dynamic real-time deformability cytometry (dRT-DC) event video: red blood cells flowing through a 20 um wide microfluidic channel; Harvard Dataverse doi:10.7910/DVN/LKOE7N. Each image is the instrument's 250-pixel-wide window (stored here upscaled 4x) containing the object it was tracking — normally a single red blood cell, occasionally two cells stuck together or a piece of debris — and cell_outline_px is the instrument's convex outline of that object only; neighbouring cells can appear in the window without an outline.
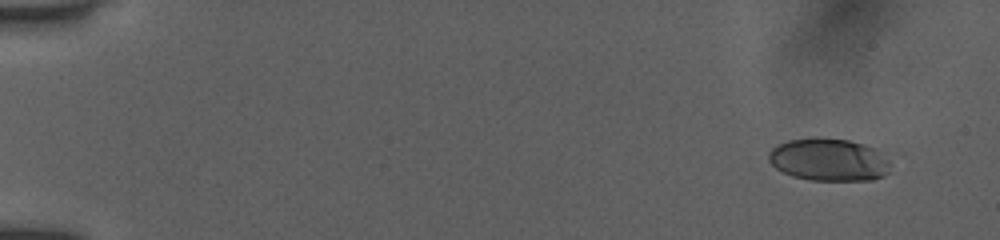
{"species": "human", "species_latin": "Homo sapiens", "temperature_condition": "room temperature", "stored_images_in_passage": 14, "camera_frame_rate_fps": 3000, "um_per_image_px": 0.085, "donor": {"sex": "female"}, "frame": {"image": 1, "passage_image": 2, "time_ms": 0.667, "image_size_px": [1000, 240], "cell_outline_px": [[888, 172], [884, 176], [872, 180], [812, 180], [792, 176], [776, 168], [768, 160], [768, 152], [776, 144], [788, 140], [812, 136], [816, 136], [848, 140], [864, 144], [876, 148], [888, 160]], "centroid_in_image_um": [70.41, 13.55], "position_along_channel_um": 14.6, "area_um2": 30.52}}
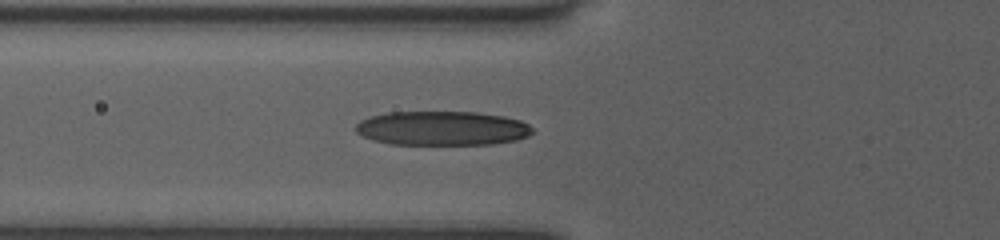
{"frame": {"image": 2, "passage_image": 9, "time_ms": 6.333, "image_size_px": [1000, 240], "cell_outline_px": [[536, 132], [528, 136], [516, 140], [492, 144], [388, 144], [372, 140], [356, 132], [356, 124], [360, 120], [372, 116], [388, 112], [476, 112], [504, 116], [520, 120], [528, 124]], "centroid_in_image_um": [37.61, 10.9], "position_along_channel_um": 88.2, "area_um2": 35.37}}
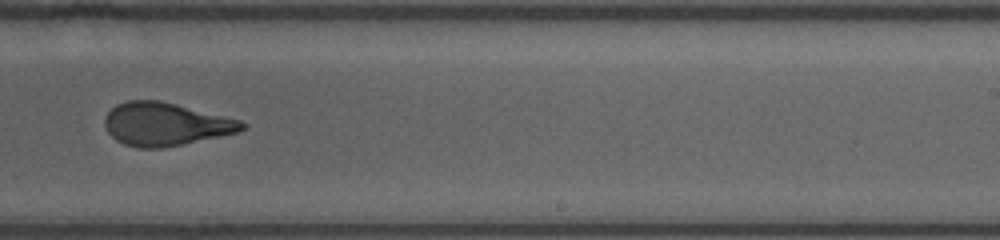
{"frame": {"image": 3, "passage_image": 14, "time_ms": 11.0, "image_size_px": [1000, 240], "cell_outline_px": [[248, 124], [244, 128], [236, 132], [220, 136], [160, 148], [140, 148], [124, 144], [116, 140], [108, 132], [104, 124], [104, 116], [116, 104], [128, 100], [160, 100], [240, 120]], "centroid_in_image_um": [14.02, 10.54], "position_along_channel_um": 275.0, "area_um2": 34.1}}